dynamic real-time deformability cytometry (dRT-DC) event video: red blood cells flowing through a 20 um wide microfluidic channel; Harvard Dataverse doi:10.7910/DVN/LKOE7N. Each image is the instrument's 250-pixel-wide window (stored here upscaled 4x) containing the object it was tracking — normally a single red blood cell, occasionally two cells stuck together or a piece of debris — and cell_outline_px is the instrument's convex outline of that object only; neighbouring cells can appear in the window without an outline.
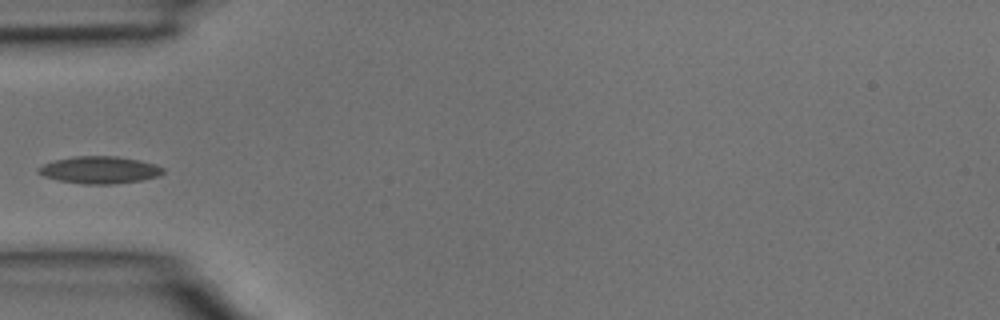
{"species": "common noctule bat (a hibernating species)", "species_latin": "Nyctalus noctula", "temperature_condition": "room temperature", "stored_images_in_passage": 4, "camera_frame_rate_fps": 3000, "um_per_image_px": 0.085, "animal": {"sex": "male", "body_mass_g": 15.6}, "frame": {"image": 1, "passage_image": 4, "time_ms": 1.0, "image_size_px": [1000, 320], "cell_outline_px": [[164, 172], [160, 176], [140, 180], [112, 184], [84, 184], [60, 180], [44, 176], [36, 172], [36, 168], [44, 164], [56, 160], [76, 156], [116, 156], [140, 160], [156, 164], [164, 168]], "centroid_in_image_um": [8.49, 14.44], "position_along_channel_um": 76.5, "area_um2": 19.71}}